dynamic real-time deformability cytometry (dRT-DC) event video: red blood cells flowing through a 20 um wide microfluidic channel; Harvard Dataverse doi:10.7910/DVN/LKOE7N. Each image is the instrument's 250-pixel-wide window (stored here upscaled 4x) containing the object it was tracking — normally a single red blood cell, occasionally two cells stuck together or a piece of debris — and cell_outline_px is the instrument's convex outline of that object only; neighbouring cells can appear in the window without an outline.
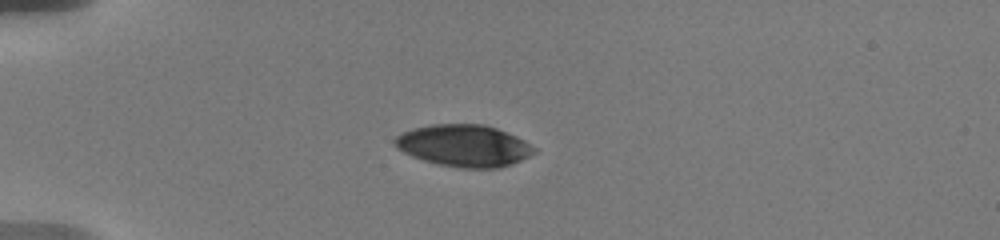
{"species": "human", "species_latin": "Homo sapiens", "temperature_condition": "warm", "stored_images_in_passage": 25, "camera_frame_rate_fps": 3000, "um_per_image_px": 0.085, "donor": {"sex": "male"}, "frame": {"image": 1, "passage_image": 1, "time_ms": 0.0, "image_size_px": [1000, 240], "cell_outline_px": [[536, 152], [512, 164], [500, 168], [460, 168], [440, 164], [424, 160], [412, 156], [396, 148], [392, 140], [396, 136], [412, 128], [432, 124], [484, 124], [508, 132], [524, 140], [536, 148]], "centroid_in_image_um": [39.43, 12.38], "position_along_channel_um": 45.6, "area_um2": 34.04}}
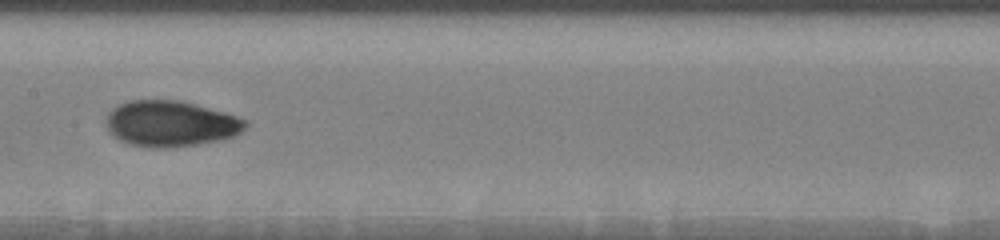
{"frame": {"image": 2, "passage_image": 11, "time_ms": 5.0, "image_size_px": [1000, 240], "cell_outline_px": [[248, 124], [236, 136], [220, 140], [196, 144], [168, 148], [152, 148], [132, 144], [120, 140], [108, 132], [104, 124], [104, 120], [108, 112], [112, 108], [128, 100], [180, 100], [224, 112], [248, 120]], "centroid_in_image_um": [14.47, 10.51], "position_along_channel_um": 192.9, "area_um2": 37.45}}
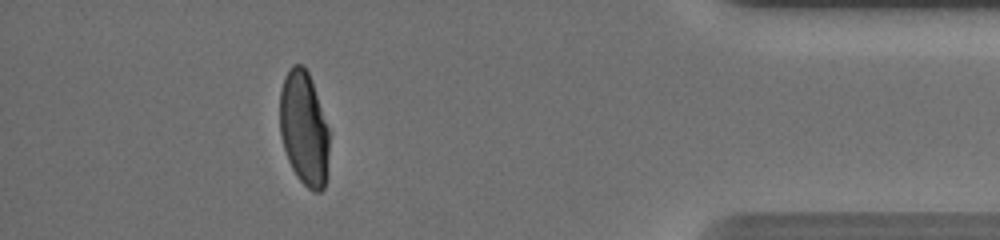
{"frame": {"image": 3, "passage_image": 23, "time_ms": 12.0, "image_size_px": [1000, 240], "cell_outline_px": [[328, 152], [324, 188], [320, 192], [312, 192], [296, 176], [288, 160], [284, 148], [280, 132], [280, 92], [284, 76], [288, 68], [292, 64], [304, 64], [312, 80], [328, 128]], "centroid_in_image_um": [25.82, 10.88], "position_along_channel_um": 409.4, "area_um2": 32.83}, "authors_computed_cell_mechanics": {"area_um2": 35.8938, "velocity_mm_per_s": 3.636, "shape_relaxation_time_tau1_ms": 5.3562, "shape_relaxation_time_tau2_ms": 1.6851, "deformation_change_tau1": 0.1965, "deformation_change_tau2": 0.0498}}